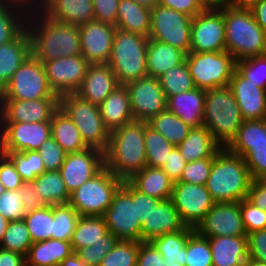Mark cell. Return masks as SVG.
I'll return each mask as SVG.
<instances>
[{
  "instance_id": "8c879c8a",
  "label": "cell",
  "mask_w": 266,
  "mask_h": 266,
  "mask_svg": "<svg viewBox=\"0 0 266 266\" xmlns=\"http://www.w3.org/2000/svg\"><path fill=\"white\" fill-rule=\"evenodd\" d=\"M205 9H224L232 6V0H200Z\"/></svg>"
},
{
  "instance_id": "f546056e",
  "label": "cell",
  "mask_w": 266,
  "mask_h": 266,
  "mask_svg": "<svg viewBox=\"0 0 266 266\" xmlns=\"http://www.w3.org/2000/svg\"><path fill=\"white\" fill-rule=\"evenodd\" d=\"M136 190L159 200L171 199L174 182L159 167L146 166L127 180Z\"/></svg>"
},
{
  "instance_id": "ffe728a7",
  "label": "cell",
  "mask_w": 266,
  "mask_h": 266,
  "mask_svg": "<svg viewBox=\"0 0 266 266\" xmlns=\"http://www.w3.org/2000/svg\"><path fill=\"white\" fill-rule=\"evenodd\" d=\"M105 166L104 152L89 147L66 154L60 173L71 194Z\"/></svg>"
},
{
  "instance_id": "b9fcfbb0",
  "label": "cell",
  "mask_w": 266,
  "mask_h": 266,
  "mask_svg": "<svg viewBox=\"0 0 266 266\" xmlns=\"http://www.w3.org/2000/svg\"><path fill=\"white\" fill-rule=\"evenodd\" d=\"M243 266H266V264L248 257Z\"/></svg>"
},
{
  "instance_id": "52a82bcc",
  "label": "cell",
  "mask_w": 266,
  "mask_h": 266,
  "mask_svg": "<svg viewBox=\"0 0 266 266\" xmlns=\"http://www.w3.org/2000/svg\"><path fill=\"white\" fill-rule=\"evenodd\" d=\"M60 108L70 117L88 147L105 152L110 131L104 125L99 105L84 100L76 93L60 96Z\"/></svg>"
},
{
  "instance_id": "f907efd6",
  "label": "cell",
  "mask_w": 266,
  "mask_h": 266,
  "mask_svg": "<svg viewBox=\"0 0 266 266\" xmlns=\"http://www.w3.org/2000/svg\"><path fill=\"white\" fill-rule=\"evenodd\" d=\"M236 70L255 86L266 90V54L237 60Z\"/></svg>"
},
{
  "instance_id": "cb8c5ba5",
  "label": "cell",
  "mask_w": 266,
  "mask_h": 266,
  "mask_svg": "<svg viewBox=\"0 0 266 266\" xmlns=\"http://www.w3.org/2000/svg\"><path fill=\"white\" fill-rule=\"evenodd\" d=\"M185 226L173 201L162 200L158 205H153L151 213L142 223L141 242H150L161 235L178 232Z\"/></svg>"
},
{
  "instance_id": "c3c4849f",
  "label": "cell",
  "mask_w": 266,
  "mask_h": 266,
  "mask_svg": "<svg viewBox=\"0 0 266 266\" xmlns=\"http://www.w3.org/2000/svg\"><path fill=\"white\" fill-rule=\"evenodd\" d=\"M186 249V266H213L209 240L196 230L189 236Z\"/></svg>"
},
{
  "instance_id": "7dc6e473",
  "label": "cell",
  "mask_w": 266,
  "mask_h": 266,
  "mask_svg": "<svg viewBox=\"0 0 266 266\" xmlns=\"http://www.w3.org/2000/svg\"><path fill=\"white\" fill-rule=\"evenodd\" d=\"M33 244L24 220L9 221L0 248L26 256Z\"/></svg>"
},
{
  "instance_id": "03108f58",
  "label": "cell",
  "mask_w": 266,
  "mask_h": 266,
  "mask_svg": "<svg viewBox=\"0 0 266 266\" xmlns=\"http://www.w3.org/2000/svg\"><path fill=\"white\" fill-rule=\"evenodd\" d=\"M186 163L178 148L175 146L169 153L166 163L161 168L175 183L179 181Z\"/></svg>"
},
{
  "instance_id": "4316f807",
  "label": "cell",
  "mask_w": 266,
  "mask_h": 266,
  "mask_svg": "<svg viewBox=\"0 0 266 266\" xmlns=\"http://www.w3.org/2000/svg\"><path fill=\"white\" fill-rule=\"evenodd\" d=\"M30 55L31 42L26 29L11 42L0 45V92Z\"/></svg>"
},
{
  "instance_id": "1f68e13d",
  "label": "cell",
  "mask_w": 266,
  "mask_h": 266,
  "mask_svg": "<svg viewBox=\"0 0 266 266\" xmlns=\"http://www.w3.org/2000/svg\"><path fill=\"white\" fill-rule=\"evenodd\" d=\"M73 253L70 241L48 239L33 243L25 256V266H60Z\"/></svg>"
},
{
  "instance_id": "ee69618b",
  "label": "cell",
  "mask_w": 266,
  "mask_h": 266,
  "mask_svg": "<svg viewBox=\"0 0 266 266\" xmlns=\"http://www.w3.org/2000/svg\"><path fill=\"white\" fill-rule=\"evenodd\" d=\"M159 80L166 100L170 96L195 88L186 60L162 74Z\"/></svg>"
},
{
  "instance_id": "753ad0ef",
  "label": "cell",
  "mask_w": 266,
  "mask_h": 266,
  "mask_svg": "<svg viewBox=\"0 0 266 266\" xmlns=\"http://www.w3.org/2000/svg\"><path fill=\"white\" fill-rule=\"evenodd\" d=\"M60 266H87V264L73 252L60 263Z\"/></svg>"
},
{
  "instance_id": "11e5206c",
  "label": "cell",
  "mask_w": 266,
  "mask_h": 266,
  "mask_svg": "<svg viewBox=\"0 0 266 266\" xmlns=\"http://www.w3.org/2000/svg\"><path fill=\"white\" fill-rule=\"evenodd\" d=\"M9 220H7L4 216L0 214V245L3 240L4 233L7 229Z\"/></svg>"
},
{
  "instance_id": "deb4b68c",
  "label": "cell",
  "mask_w": 266,
  "mask_h": 266,
  "mask_svg": "<svg viewBox=\"0 0 266 266\" xmlns=\"http://www.w3.org/2000/svg\"><path fill=\"white\" fill-rule=\"evenodd\" d=\"M164 266H182V265L178 264L176 261L175 262H166V260H164Z\"/></svg>"
},
{
  "instance_id": "d6a6232c",
  "label": "cell",
  "mask_w": 266,
  "mask_h": 266,
  "mask_svg": "<svg viewBox=\"0 0 266 266\" xmlns=\"http://www.w3.org/2000/svg\"><path fill=\"white\" fill-rule=\"evenodd\" d=\"M176 147L186 162L213 158L222 149L204 126L192 128L187 137Z\"/></svg>"
},
{
  "instance_id": "2644e50d",
  "label": "cell",
  "mask_w": 266,
  "mask_h": 266,
  "mask_svg": "<svg viewBox=\"0 0 266 266\" xmlns=\"http://www.w3.org/2000/svg\"><path fill=\"white\" fill-rule=\"evenodd\" d=\"M250 10L256 23L266 31V0H260Z\"/></svg>"
},
{
  "instance_id": "9f6ffc18",
  "label": "cell",
  "mask_w": 266,
  "mask_h": 266,
  "mask_svg": "<svg viewBox=\"0 0 266 266\" xmlns=\"http://www.w3.org/2000/svg\"><path fill=\"white\" fill-rule=\"evenodd\" d=\"M46 171H59L64 163L66 152L50 137L38 150Z\"/></svg>"
},
{
  "instance_id": "2a66077c",
  "label": "cell",
  "mask_w": 266,
  "mask_h": 266,
  "mask_svg": "<svg viewBox=\"0 0 266 266\" xmlns=\"http://www.w3.org/2000/svg\"><path fill=\"white\" fill-rule=\"evenodd\" d=\"M51 0H33L30 9L41 11Z\"/></svg>"
},
{
  "instance_id": "60d3db41",
  "label": "cell",
  "mask_w": 266,
  "mask_h": 266,
  "mask_svg": "<svg viewBox=\"0 0 266 266\" xmlns=\"http://www.w3.org/2000/svg\"><path fill=\"white\" fill-rule=\"evenodd\" d=\"M34 184L49 205L69 203L71 194L60 171H45L34 179Z\"/></svg>"
},
{
  "instance_id": "681fc988",
  "label": "cell",
  "mask_w": 266,
  "mask_h": 266,
  "mask_svg": "<svg viewBox=\"0 0 266 266\" xmlns=\"http://www.w3.org/2000/svg\"><path fill=\"white\" fill-rule=\"evenodd\" d=\"M139 241L119 240L106 254L100 266H136Z\"/></svg>"
},
{
  "instance_id": "6f0895ef",
  "label": "cell",
  "mask_w": 266,
  "mask_h": 266,
  "mask_svg": "<svg viewBox=\"0 0 266 266\" xmlns=\"http://www.w3.org/2000/svg\"><path fill=\"white\" fill-rule=\"evenodd\" d=\"M252 180L266 179V148L248 149L242 156Z\"/></svg>"
},
{
  "instance_id": "3957f363",
  "label": "cell",
  "mask_w": 266,
  "mask_h": 266,
  "mask_svg": "<svg viewBox=\"0 0 266 266\" xmlns=\"http://www.w3.org/2000/svg\"><path fill=\"white\" fill-rule=\"evenodd\" d=\"M251 182L245 160L222 148L212 158V168L205 186L215 203H232L248 197Z\"/></svg>"
},
{
  "instance_id": "44dd1931",
  "label": "cell",
  "mask_w": 266,
  "mask_h": 266,
  "mask_svg": "<svg viewBox=\"0 0 266 266\" xmlns=\"http://www.w3.org/2000/svg\"><path fill=\"white\" fill-rule=\"evenodd\" d=\"M81 54L90 64L108 63L116 26L101 21H89L79 26Z\"/></svg>"
},
{
  "instance_id": "91938a15",
  "label": "cell",
  "mask_w": 266,
  "mask_h": 266,
  "mask_svg": "<svg viewBox=\"0 0 266 266\" xmlns=\"http://www.w3.org/2000/svg\"><path fill=\"white\" fill-rule=\"evenodd\" d=\"M18 191L26 212H31L49 205L43 199L42 195H40L37 186L34 184V180L23 181Z\"/></svg>"
},
{
  "instance_id": "7402d4cb",
  "label": "cell",
  "mask_w": 266,
  "mask_h": 266,
  "mask_svg": "<svg viewBox=\"0 0 266 266\" xmlns=\"http://www.w3.org/2000/svg\"><path fill=\"white\" fill-rule=\"evenodd\" d=\"M236 102L244 120L266 119V90L258 88L236 69L230 80Z\"/></svg>"
},
{
  "instance_id": "4fadbf2b",
  "label": "cell",
  "mask_w": 266,
  "mask_h": 266,
  "mask_svg": "<svg viewBox=\"0 0 266 266\" xmlns=\"http://www.w3.org/2000/svg\"><path fill=\"white\" fill-rule=\"evenodd\" d=\"M226 51L224 9H204L193 17L190 52Z\"/></svg>"
},
{
  "instance_id": "ac0fdd59",
  "label": "cell",
  "mask_w": 266,
  "mask_h": 266,
  "mask_svg": "<svg viewBox=\"0 0 266 266\" xmlns=\"http://www.w3.org/2000/svg\"><path fill=\"white\" fill-rule=\"evenodd\" d=\"M195 230L204 237L247 236L240 202L215 203Z\"/></svg>"
},
{
  "instance_id": "f5cc1de1",
  "label": "cell",
  "mask_w": 266,
  "mask_h": 266,
  "mask_svg": "<svg viewBox=\"0 0 266 266\" xmlns=\"http://www.w3.org/2000/svg\"><path fill=\"white\" fill-rule=\"evenodd\" d=\"M26 213L18 189L5 190L4 193L0 195V214L7 220H24Z\"/></svg>"
},
{
  "instance_id": "8992f818",
  "label": "cell",
  "mask_w": 266,
  "mask_h": 266,
  "mask_svg": "<svg viewBox=\"0 0 266 266\" xmlns=\"http://www.w3.org/2000/svg\"><path fill=\"white\" fill-rule=\"evenodd\" d=\"M149 37L116 28L111 57L112 68L119 85L148 76L146 57Z\"/></svg>"
},
{
  "instance_id": "b9f144b4",
  "label": "cell",
  "mask_w": 266,
  "mask_h": 266,
  "mask_svg": "<svg viewBox=\"0 0 266 266\" xmlns=\"http://www.w3.org/2000/svg\"><path fill=\"white\" fill-rule=\"evenodd\" d=\"M24 222L33 243L52 239L53 205L27 212Z\"/></svg>"
},
{
  "instance_id": "db71d44e",
  "label": "cell",
  "mask_w": 266,
  "mask_h": 266,
  "mask_svg": "<svg viewBox=\"0 0 266 266\" xmlns=\"http://www.w3.org/2000/svg\"><path fill=\"white\" fill-rule=\"evenodd\" d=\"M211 168L212 158L187 162L179 181L196 185H205L209 178Z\"/></svg>"
},
{
  "instance_id": "74e56055",
  "label": "cell",
  "mask_w": 266,
  "mask_h": 266,
  "mask_svg": "<svg viewBox=\"0 0 266 266\" xmlns=\"http://www.w3.org/2000/svg\"><path fill=\"white\" fill-rule=\"evenodd\" d=\"M195 231V228L185 226L182 230L173 233H167L153 238L150 243L163 256L166 262H177L186 266V243L189 236Z\"/></svg>"
},
{
  "instance_id": "680465c9",
  "label": "cell",
  "mask_w": 266,
  "mask_h": 266,
  "mask_svg": "<svg viewBox=\"0 0 266 266\" xmlns=\"http://www.w3.org/2000/svg\"><path fill=\"white\" fill-rule=\"evenodd\" d=\"M0 182L5 190H17L22 186L23 180L17 172L13 161L6 155L0 152Z\"/></svg>"
},
{
  "instance_id": "d590c367",
  "label": "cell",
  "mask_w": 266,
  "mask_h": 266,
  "mask_svg": "<svg viewBox=\"0 0 266 266\" xmlns=\"http://www.w3.org/2000/svg\"><path fill=\"white\" fill-rule=\"evenodd\" d=\"M29 11L19 2L0 0V45L11 42L25 29Z\"/></svg>"
},
{
  "instance_id": "5b68a950",
  "label": "cell",
  "mask_w": 266,
  "mask_h": 266,
  "mask_svg": "<svg viewBox=\"0 0 266 266\" xmlns=\"http://www.w3.org/2000/svg\"><path fill=\"white\" fill-rule=\"evenodd\" d=\"M243 122L241 110L229 86L206 90L203 126L222 148L231 143Z\"/></svg>"
},
{
  "instance_id": "5bb4252c",
  "label": "cell",
  "mask_w": 266,
  "mask_h": 266,
  "mask_svg": "<svg viewBox=\"0 0 266 266\" xmlns=\"http://www.w3.org/2000/svg\"><path fill=\"white\" fill-rule=\"evenodd\" d=\"M50 137V121L0 122V152L38 151Z\"/></svg>"
},
{
  "instance_id": "6da1fadb",
  "label": "cell",
  "mask_w": 266,
  "mask_h": 266,
  "mask_svg": "<svg viewBox=\"0 0 266 266\" xmlns=\"http://www.w3.org/2000/svg\"><path fill=\"white\" fill-rule=\"evenodd\" d=\"M25 29L31 42V55L42 63L81 54L78 25L57 22L41 11L30 9Z\"/></svg>"
},
{
  "instance_id": "e7e4bbea",
  "label": "cell",
  "mask_w": 266,
  "mask_h": 266,
  "mask_svg": "<svg viewBox=\"0 0 266 266\" xmlns=\"http://www.w3.org/2000/svg\"><path fill=\"white\" fill-rule=\"evenodd\" d=\"M136 266H164V258L150 242H139Z\"/></svg>"
},
{
  "instance_id": "89a4df30",
  "label": "cell",
  "mask_w": 266,
  "mask_h": 266,
  "mask_svg": "<svg viewBox=\"0 0 266 266\" xmlns=\"http://www.w3.org/2000/svg\"><path fill=\"white\" fill-rule=\"evenodd\" d=\"M0 266H25V256L0 248Z\"/></svg>"
},
{
  "instance_id": "f1b7e54d",
  "label": "cell",
  "mask_w": 266,
  "mask_h": 266,
  "mask_svg": "<svg viewBox=\"0 0 266 266\" xmlns=\"http://www.w3.org/2000/svg\"><path fill=\"white\" fill-rule=\"evenodd\" d=\"M102 120L111 132L134 120L130 107L129 90L119 85L99 104Z\"/></svg>"
},
{
  "instance_id": "f6af8a7d",
  "label": "cell",
  "mask_w": 266,
  "mask_h": 266,
  "mask_svg": "<svg viewBox=\"0 0 266 266\" xmlns=\"http://www.w3.org/2000/svg\"><path fill=\"white\" fill-rule=\"evenodd\" d=\"M80 215L69 204L53 205L52 239L70 241Z\"/></svg>"
},
{
  "instance_id": "9c48e42d",
  "label": "cell",
  "mask_w": 266,
  "mask_h": 266,
  "mask_svg": "<svg viewBox=\"0 0 266 266\" xmlns=\"http://www.w3.org/2000/svg\"><path fill=\"white\" fill-rule=\"evenodd\" d=\"M185 60L194 86L203 90L229 86L236 69V60L227 51L189 52Z\"/></svg>"
},
{
  "instance_id": "a7ac6f4b",
  "label": "cell",
  "mask_w": 266,
  "mask_h": 266,
  "mask_svg": "<svg viewBox=\"0 0 266 266\" xmlns=\"http://www.w3.org/2000/svg\"><path fill=\"white\" fill-rule=\"evenodd\" d=\"M247 199L259 209L266 211V179L252 180Z\"/></svg>"
},
{
  "instance_id": "6125c7cd",
  "label": "cell",
  "mask_w": 266,
  "mask_h": 266,
  "mask_svg": "<svg viewBox=\"0 0 266 266\" xmlns=\"http://www.w3.org/2000/svg\"><path fill=\"white\" fill-rule=\"evenodd\" d=\"M248 257L266 264V229L247 234Z\"/></svg>"
},
{
  "instance_id": "bcb514c9",
  "label": "cell",
  "mask_w": 266,
  "mask_h": 266,
  "mask_svg": "<svg viewBox=\"0 0 266 266\" xmlns=\"http://www.w3.org/2000/svg\"><path fill=\"white\" fill-rule=\"evenodd\" d=\"M1 153L6 154L13 161L23 181L34 180L46 171L44 162L38 151Z\"/></svg>"
},
{
  "instance_id": "979ff035",
  "label": "cell",
  "mask_w": 266,
  "mask_h": 266,
  "mask_svg": "<svg viewBox=\"0 0 266 266\" xmlns=\"http://www.w3.org/2000/svg\"><path fill=\"white\" fill-rule=\"evenodd\" d=\"M10 1L19 2V3L23 4V5L28 6L29 8H31L32 3H33V0H10Z\"/></svg>"
},
{
  "instance_id": "8d00e7d4",
  "label": "cell",
  "mask_w": 266,
  "mask_h": 266,
  "mask_svg": "<svg viewBox=\"0 0 266 266\" xmlns=\"http://www.w3.org/2000/svg\"><path fill=\"white\" fill-rule=\"evenodd\" d=\"M266 148V119L244 120L226 149L242 156L248 149Z\"/></svg>"
},
{
  "instance_id": "277c9868",
  "label": "cell",
  "mask_w": 266,
  "mask_h": 266,
  "mask_svg": "<svg viewBox=\"0 0 266 266\" xmlns=\"http://www.w3.org/2000/svg\"><path fill=\"white\" fill-rule=\"evenodd\" d=\"M226 51L243 60L266 53V31L255 21L250 9L224 8Z\"/></svg>"
},
{
  "instance_id": "7bdbcfd3",
  "label": "cell",
  "mask_w": 266,
  "mask_h": 266,
  "mask_svg": "<svg viewBox=\"0 0 266 266\" xmlns=\"http://www.w3.org/2000/svg\"><path fill=\"white\" fill-rule=\"evenodd\" d=\"M144 139L147 166L161 168L175 146L168 142L163 135L151 128L148 123L145 125Z\"/></svg>"
},
{
  "instance_id": "8fae6325",
  "label": "cell",
  "mask_w": 266,
  "mask_h": 266,
  "mask_svg": "<svg viewBox=\"0 0 266 266\" xmlns=\"http://www.w3.org/2000/svg\"><path fill=\"white\" fill-rule=\"evenodd\" d=\"M108 232L119 240L141 242V224L136 201H132L131 184L123 181L113 195L110 207L102 215Z\"/></svg>"
},
{
  "instance_id": "d6986e66",
  "label": "cell",
  "mask_w": 266,
  "mask_h": 266,
  "mask_svg": "<svg viewBox=\"0 0 266 266\" xmlns=\"http://www.w3.org/2000/svg\"><path fill=\"white\" fill-rule=\"evenodd\" d=\"M60 108V98L38 100L0 99V122L36 123L51 121Z\"/></svg>"
},
{
  "instance_id": "7c38bea8",
  "label": "cell",
  "mask_w": 266,
  "mask_h": 266,
  "mask_svg": "<svg viewBox=\"0 0 266 266\" xmlns=\"http://www.w3.org/2000/svg\"><path fill=\"white\" fill-rule=\"evenodd\" d=\"M193 17L161 5L151 8L149 39L159 40L190 52V33Z\"/></svg>"
},
{
  "instance_id": "816d5d0a",
  "label": "cell",
  "mask_w": 266,
  "mask_h": 266,
  "mask_svg": "<svg viewBox=\"0 0 266 266\" xmlns=\"http://www.w3.org/2000/svg\"><path fill=\"white\" fill-rule=\"evenodd\" d=\"M119 239L112 233L108 232L104 236L103 242H97L92 246L82 247L77 249L74 253L84 261L87 266H100L101 261L110 252Z\"/></svg>"
},
{
  "instance_id": "e0dca14e",
  "label": "cell",
  "mask_w": 266,
  "mask_h": 266,
  "mask_svg": "<svg viewBox=\"0 0 266 266\" xmlns=\"http://www.w3.org/2000/svg\"><path fill=\"white\" fill-rule=\"evenodd\" d=\"M43 64L51 89L60 97L77 92L90 63L80 54L49 60Z\"/></svg>"
},
{
  "instance_id": "34e18365",
  "label": "cell",
  "mask_w": 266,
  "mask_h": 266,
  "mask_svg": "<svg viewBox=\"0 0 266 266\" xmlns=\"http://www.w3.org/2000/svg\"><path fill=\"white\" fill-rule=\"evenodd\" d=\"M260 0H232V7L239 9H251Z\"/></svg>"
},
{
  "instance_id": "d4e9b609",
  "label": "cell",
  "mask_w": 266,
  "mask_h": 266,
  "mask_svg": "<svg viewBox=\"0 0 266 266\" xmlns=\"http://www.w3.org/2000/svg\"><path fill=\"white\" fill-rule=\"evenodd\" d=\"M206 90L197 87L180 92L166 100L169 111L192 128L203 126Z\"/></svg>"
},
{
  "instance_id": "836d02e7",
  "label": "cell",
  "mask_w": 266,
  "mask_h": 266,
  "mask_svg": "<svg viewBox=\"0 0 266 266\" xmlns=\"http://www.w3.org/2000/svg\"><path fill=\"white\" fill-rule=\"evenodd\" d=\"M115 26L123 31L148 37L151 29V8L134 0H120Z\"/></svg>"
},
{
  "instance_id": "67dfc351",
  "label": "cell",
  "mask_w": 266,
  "mask_h": 266,
  "mask_svg": "<svg viewBox=\"0 0 266 266\" xmlns=\"http://www.w3.org/2000/svg\"><path fill=\"white\" fill-rule=\"evenodd\" d=\"M5 191V188L3 186V184L0 182V195L3 194Z\"/></svg>"
},
{
  "instance_id": "30bf717a",
  "label": "cell",
  "mask_w": 266,
  "mask_h": 266,
  "mask_svg": "<svg viewBox=\"0 0 266 266\" xmlns=\"http://www.w3.org/2000/svg\"><path fill=\"white\" fill-rule=\"evenodd\" d=\"M60 98L51 89L44 64L30 55L0 92V99L38 100Z\"/></svg>"
},
{
  "instance_id": "7a4b0ae2",
  "label": "cell",
  "mask_w": 266,
  "mask_h": 266,
  "mask_svg": "<svg viewBox=\"0 0 266 266\" xmlns=\"http://www.w3.org/2000/svg\"><path fill=\"white\" fill-rule=\"evenodd\" d=\"M147 121L133 120L110 132L104 152L105 167L122 181L147 166L145 125Z\"/></svg>"
},
{
  "instance_id": "484cf974",
  "label": "cell",
  "mask_w": 266,
  "mask_h": 266,
  "mask_svg": "<svg viewBox=\"0 0 266 266\" xmlns=\"http://www.w3.org/2000/svg\"><path fill=\"white\" fill-rule=\"evenodd\" d=\"M41 12L49 19L71 25L94 20L92 0H51Z\"/></svg>"
},
{
  "instance_id": "94428289",
  "label": "cell",
  "mask_w": 266,
  "mask_h": 266,
  "mask_svg": "<svg viewBox=\"0 0 266 266\" xmlns=\"http://www.w3.org/2000/svg\"><path fill=\"white\" fill-rule=\"evenodd\" d=\"M94 20L116 25L120 0H92Z\"/></svg>"
},
{
  "instance_id": "11a10c76",
  "label": "cell",
  "mask_w": 266,
  "mask_h": 266,
  "mask_svg": "<svg viewBox=\"0 0 266 266\" xmlns=\"http://www.w3.org/2000/svg\"><path fill=\"white\" fill-rule=\"evenodd\" d=\"M240 209L246 234L266 229V211L256 207L247 198L240 201Z\"/></svg>"
},
{
  "instance_id": "603a6c76",
  "label": "cell",
  "mask_w": 266,
  "mask_h": 266,
  "mask_svg": "<svg viewBox=\"0 0 266 266\" xmlns=\"http://www.w3.org/2000/svg\"><path fill=\"white\" fill-rule=\"evenodd\" d=\"M119 86L116 76L108 63L89 64L86 75L76 94L96 105Z\"/></svg>"
},
{
  "instance_id": "2e32d148",
  "label": "cell",
  "mask_w": 266,
  "mask_h": 266,
  "mask_svg": "<svg viewBox=\"0 0 266 266\" xmlns=\"http://www.w3.org/2000/svg\"><path fill=\"white\" fill-rule=\"evenodd\" d=\"M126 87L134 120L148 122L167 108L159 78L146 76L127 83Z\"/></svg>"
},
{
  "instance_id": "83f0119b",
  "label": "cell",
  "mask_w": 266,
  "mask_h": 266,
  "mask_svg": "<svg viewBox=\"0 0 266 266\" xmlns=\"http://www.w3.org/2000/svg\"><path fill=\"white\" fill-rule=\"evenodd\" d=\"M213 266H243L248 258L247 236L207 237Z\"/></svg>"
},
{
  "instance_id": "003e7915",
  "label": "cell",
  "mask_w": 266,
  "mask_h": 266,
  "mask_svg": "<svg viewBox=\"0 0 266 266\" xmlns=\"http://www.w3.org/2000/svg\"><path fill=\"white\" fill-rule=\"evenodd\" d=\"M158 5L195 17L205 8L200 0H159Z\"/></svg>"
},
{
  "instance_id": "be15d7a7",
  "label": "cell",
  "mask_w": 266,
  "mask_h": 266,
  "mask_svg": "<svg viewBox=\"0 0 266 266\" xmlns=\"http://www.w3.org/2000/svg\"><path fill=\"white\" fill-rule=\"evenodd\" d=\"M131 197L132 201H136L137 218L139 219L141 225L151 213L153 205H158L161 202V200L157 198L150 197L146 194L139 192L132 185Z\"/></svg>"
},
{
  "instance_id": "f35d334b",
  "label": "cell",
  "mask_w": 266,
  "mask_h": 266,
  "mask_svg": "<svg viewBox=\"0 0 266 266\" xmlns=\"http://www.w3.org/2000/svg\"><path fill=\"white\" fill-rule=\"evenodd\" d=\"M107 233L108 227L102 216H80L71 239L73 252L103 242Z\"/></svg>"
},
{
  "instance_id": "ba28073f",
  "label": "cell",
  "mask_w": 266,
  "mask_h": 266,
  "mask_svg": "<svg viewBox=\"0 0 266 266\" xmlns=\"http://www.w3.org/2000/svg\"><path fill=\"white\" fill-rule=\"evenodd\" d=\"M122 182L104 166L71 193L69 204L80 216H102L110 207L113 195Z\"/></svg>"
},
{
  "instance_id": "09005b40",
  "label": "cell",
  "mask_w": 266,
  "mask_h": 266,
  "mask_svg": "<svg viewBox=\"0 0 266 266\" xmlns=\"http://www.w3.org/2000/svg\"><path fill=\"white\" fill-rule=\"evenodd\" d=\"M135 2L148 6L150 8L154 7L155 5H158L159 0H134Z\"/></svg>"
},
{
  "instance_id": "9a60e30c",
  "label": "cell",
  "mask_w": 266,
  "mask_h": 266,
  "mask_svg": "<svg viewBox=\"0 0 266 266\" xmlns=\"http://www.w3.org/2000/svg\"><path fill=\"white\" fill-rule=\"evenodd\" d=\"M171 200L181 221L193 228L197 227L215 204L205 185L180 181L173 185Z\"/></svg>"
},
{
  "instance_id": "4dcf8cb0",
  "label": "cell",
  "mask_w": 266,
  "mask_h": 266,
  "mask_svg": "<svg viewBox=\"0 0 266 266\" xmlns=\"http://www.w3.org/2000/svg\"><path fill=\"white\" fill-rule=\"evenodd\" d=\"M185 58L186 53L183 50L159 40L149 39L146 57L148 76L159 78L169 69L183 63Z\"/></svg>"
},
{
  "instance_id": "e575fe53",
  "label": "cell",
  "mask_w": 266,
  "mask_h": 266,
  "mask_svg": "<svg viewBox=\"0 0 266 266\" xmlns=\"http://www.w3.org/2000/svg\"><path fill=\"white\" fill-rule=\"evenodd\" d=\"M51 137L68 154L89 148L70 117L59 108L52 116Z\"/></svg>"
},
{
  "instance_id": "ab89813d",
  "label": "cell",
  "mask_w": 266,
  "mask_h": 266,
  "mask_svg": "<svg viewBox=\"0 0 266 266\" xmlns=\"http://www.w3.org/2000/svg\"><path fill=\"white\" fill-rule=\"evenodd\" d=\"M148 125L163 135L174 146H178L192 129L167 108L158 115L153 116L148 121Z\"/></svg>"
}]
</instances>
